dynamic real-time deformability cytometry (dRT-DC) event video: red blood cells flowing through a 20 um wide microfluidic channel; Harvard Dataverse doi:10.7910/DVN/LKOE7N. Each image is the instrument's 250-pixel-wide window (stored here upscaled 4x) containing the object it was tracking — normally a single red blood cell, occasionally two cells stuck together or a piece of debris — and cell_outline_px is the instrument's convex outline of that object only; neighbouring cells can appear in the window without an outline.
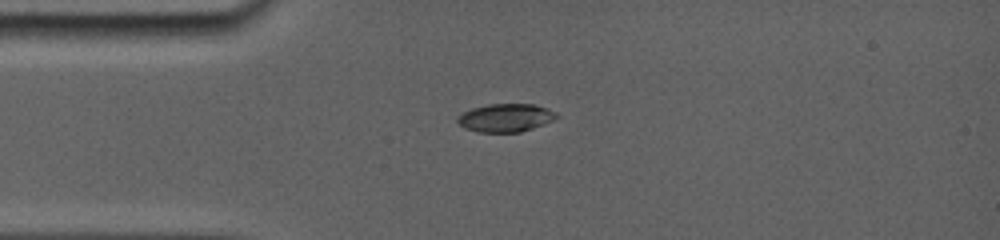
{"species": "common noctule bat (a hibernating species)", "species_latin": "Nyctalus noctula", "temperature_condition": "room temperature", "stored_images_in_passage": 50, "camera_frame_rate_fps": 5000, "um_per_image_px": 0.085, "animal": {"sex": "female", "body_mass_g": 19.0, "forearm_length_mm": 56.7}, "frame": {"image": 1, "passage_image": 1, "time_ms": 0.0, "image_size_px": [1000, 240], "cell_outline_px": [[556, 116], [552, 120], [532, 128], [516, 132], [480, 132], [468, 128], [460, 124], [456, 120], [464, 112], [472, 108], [488, 104], [532, 104], [544, 108], [552, 112]], "centroid_in_image_um": [42.92, 10.0], "position_along_channel_um": 42.1, "area_um2": 15.55}}
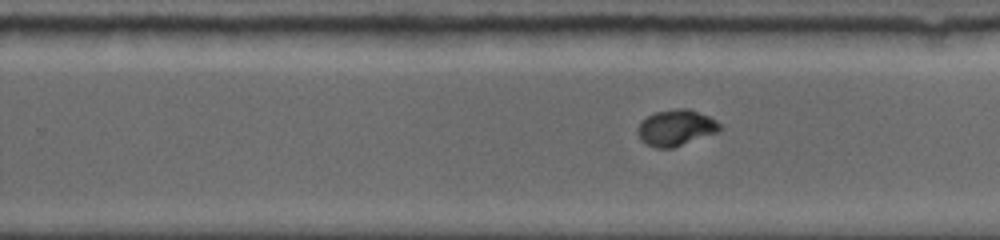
{"frame": {"image": 2, "passage_image": 27, "time_ms": 6.4, "image_size_px": [1000, 240], "cell_outline_px": [[724, 128], [716, 132], [672, 148], [656, 148], [644, 144], [640, 140], [636, 132], [636, 128], [640, 120], [656, 112], [676, 108], [688, 108], [708, 116], [716, 120]], "centroid_in_image_um": [57.4, 10.86], "position_along_channel_um": 272.4, "area_um2": 17.4}}
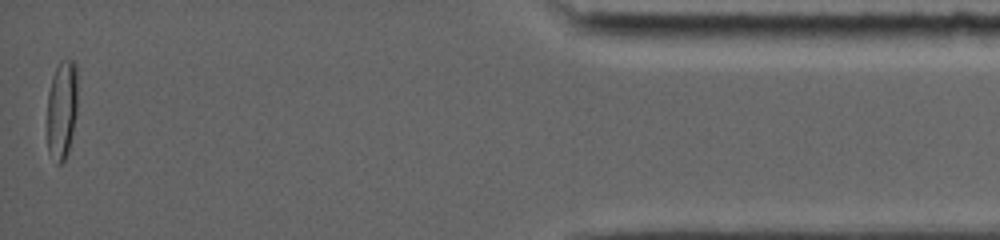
{"frame": {"image": 3, "passage_image": 50, "time_ms": 12.2, "image_size_px": [1000, 240], "cell_outline_px": [[76, 112], [68, 152], [64, 160], [60, 164], [56, 164], [48, 152], [48, 92], [52, 76], [60, 60], [72, 60], [76, 64]], "centroid_in_image_um": [5.24, 9.32], "position_along_channel_um": 430.0, "area_um2": 17.34}, "authors_computed_cell_mechanics": {"area_um2": 16.9643, "velocity_mm_per_s": 3.8487, "shape_relaxation_time_tau1_ms": 3.5041, "shape_relaxation_time_tau2_ms": 1.1806, "deformation_change_tau1": 0.1923, "deformation_change_tau2": 0.0316}}